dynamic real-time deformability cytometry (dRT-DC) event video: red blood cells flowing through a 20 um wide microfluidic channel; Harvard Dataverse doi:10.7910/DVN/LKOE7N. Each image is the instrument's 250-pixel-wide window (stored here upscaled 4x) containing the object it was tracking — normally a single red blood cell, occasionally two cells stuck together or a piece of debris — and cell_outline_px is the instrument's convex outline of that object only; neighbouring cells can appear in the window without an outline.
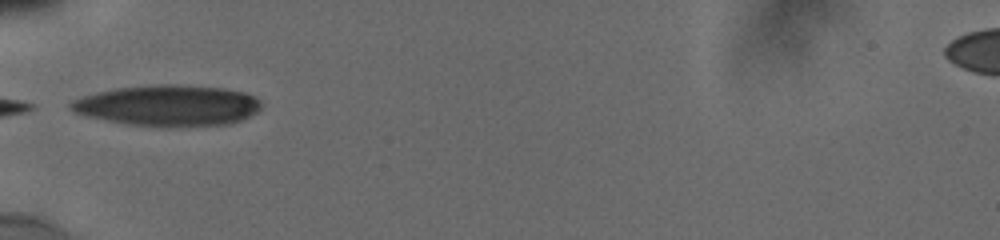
{"species": "human", "species_latin": "Homo sapiens", "temperature_condition": "cold", "stored_images_in_passage": 14, "camera_frame_rate_fps": 3000, "um_per_image_px": 0.085, "donor": {"sex": "male"}, "frame": {"image": 1, "passage_image": 1, "time_ms": 0.0, "image_size_px": [1000, 240], "cell_outline_px": [[260, 108], [256, 112], [244, 120], [228, 124], [128, 124], [92, 116], [76, 112], [68, 108], [68, 104], [72, 100], [84, 96], [116, 88], [160, 84], [180, 84], [220, 88], [244, 92], [260, 100]], "centroid_in_image_um": [14.31, 8.92], "position_along_channel_um": 70.7, "area_um2": 43.93}}
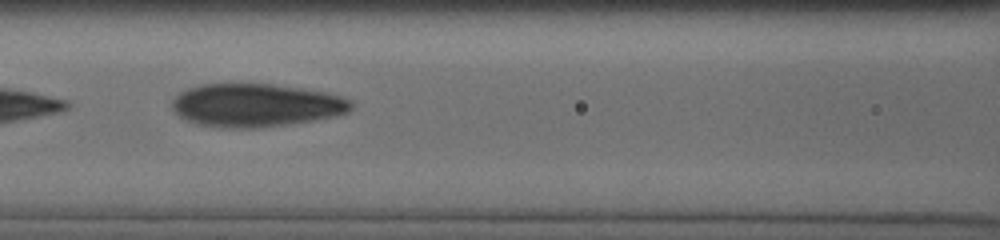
{"frame": {"image": 2, "passage_image": 7, "time_ms": 2.0, "image_size_px": [1000, 240], "cell_outline_px": [[352, 108], [348, 112], [332, 116], [312, 120], [260, 128], [224, 128], [196, 124], [180, 116], [172, 108], [172, 100], [180, 92], [188, 88], [200, 84], [272, 84], [300, 88], [324, 92], [340, 96], [352, 100]], "centroid_in_image_um": [21.73, 8.94], "position_along_channel_um": 144.9, "area_um2": 44.85}}